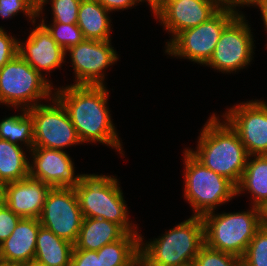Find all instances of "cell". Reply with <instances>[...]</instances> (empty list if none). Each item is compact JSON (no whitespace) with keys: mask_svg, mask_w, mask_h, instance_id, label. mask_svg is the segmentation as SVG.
Returning <instances> with one entry per match:
<instances>
[{"mask_svg":"<svg viewBox=\"0 0 267 266\" xmlns=\"http://www.w3.org/2000/svg\"><path fill=\"white\" fill-rule=\"evenodd\" d=\"M21 115H12L0 122V139L19 145L23 142L27 149L33 148L34 131L33 118L27 111L23 109ZM29 147V148H28Z\"/></svg>","mask_w":267,"mask_h":266,"instance_id":"d4e9b609","label":"cell"},{"mask_svg":"<svg viewBox=\"0 0 267 266\" xmlns=\"http://www.w3.org/2000/svg\"><path fill=\"white\" fill-rule=\"evenodd\" d=\"M36 26L26 42L18 41V54L38 73L44 75V70L48 73L62 67L66 51L57 44L41 22Z\"/></svg>","mask_w":267,"mask_h":266,"instance_id":"2e32d148","label":"cell"},{"mask_svg":"<svg viewBox=\"0 0 267 266\" xmlns=\"http://www.w3.org/2000/svg\"><path fill=\"white\" fill-rule=\"evenodd\" d=\"M84 218H101L119 225L126 233H138L128 220V208L117 178L81 174L74 188Z\"/></svg>","mask_w":267,"mask_h":266,"instance_id":"277c9868","label":"cell"},{"mask_svg":"<svg viewBox=\"0 0 267 266\" xmlns=\"http://www.w3.org/2000/svg\"><path fill=\"white\" fill-rule=\"evenodd\" d=\"M110 12L96 0H81L77 25L85 39L108 41L110 39Z\"/></svg>","mask_w":267,"mask_h":266,"instance_id":"7402d4cb","label":"cell"},{"mask_svg":"<svg viewBox=\"0 0 267 266\" xmlns=\"http://www.w3.org/2000/svg\"><path fill=\"white\" fill-rule=\"evenodd\" d=\"M51 85L17 54L0 68V104L29 109L41 104L40 99L51 101L55 95Z\"/></svg>","mask_w":267,"mask_h":266,"instance_id":"52a82bcc","label":"cell"},{"mask_svg":"<svg viewBox=\"0 0 267 266\" xmlns=\"http://www.w3.org/2000/svg\"><path fill=\"white\" fill-rule=\"evenodd\" d=\"M241 266H267V226L263 224L241 258Z\"/></svg>","mask_w":267,"mask_h":266,"instance_id":"484cf974","label":"cell"},{"mask_svg":"<svg viewBox=\"0 0 267 266\" xmlns=\"http://www.w3.org/2000/svg\"><path fill=\"white\" fill-rule=\"evenodd\" d=\"M140 234L126 233L116 242L97 251L102 266H140Z\"/></svg>","mask_w":267,"mask_h":266,"instance_id":"603a6c76","label":"cell"},{"mask_svg":"<svg viewBox=\"0 0 267 266\" xmlns=\"http://www.w3.org/2000/svg\"><path fill=\"white\" fill-rule=\"evenodd\" d=\"M44 21L45 19H42L41 23L47 28L57 44L65 51L85 40L83 32L77 24L53 22L47 25Z\"/></svg>","mask_w":267,"mask_h":266,"instance_id":"4316f807","label":"cell"},{"mask_svg":"<svg viewBox=\"0 0 267 266\" xmlns=\"http://www.w3.org/2000/svg\"><path fill=\"white\" fill-rule=\"evenodd\" d=\"M6 185L7 183L0 180V207L6 205Z\"/></svg>","mask_w":267,"mask_h":266,"instance_id":"8d00e7d4","label":"cell"},{"mask_svg":"<svg viewBox=\"0 0 267 266\" xmlns=\"http://www.w3.org/2000/svg\"><path fill=\"white\" fill-rule=\"evenodd\" d=\"M52 105L39 104L27 109L33 118V147L61 150L82 144L67 110L54 96Z\"/></svg>","mask_w":267,"mask_h":266,"instance_id":"9c48e42d","label":"cell"},{"mask_svg":"<svg viewBox=\"0 0 267 266\" xmlns=\"http://www.w3.org/2000/svg\"><path fill=\"white\" fill-rule=\"evenodd\" d=\"M126 232L116 223L101 218H83L74 249L98 251L121 239Z\"/></svg>","mask_w":267,"mask_h":266,"instance_id":"ffe728a7","label":"cell"},{"mask_svg":"<svg viewBox=\"0 0 267 266\" xmlns=\"http://www.w3.org/2000/svg\"><path fill=\"white\" fill-rule=\"evenodd\" d=\"M142 237L140 266H181L194 262L204 245V223L202 217L191 216L146 245Z\"/></svg>","mask_w":267,"mask_h":266,"instance_id":"3957f363","label":"cell"},{"mask_svg":"<svg viewBox=\"0 0 267 266\" xmlns=\"http://www.w3.org/2000/svg\"><path fill=\"white\" fill-rule=\"evenodd\" d=\"M51 188L30 176L9 182L6 185V206L21 218L39 219Z\"/></svg>","mask_w":267,"mask_h":266,"instance_id":"e0dca14e","label":"cell"},{"mask_svg":"<svg viewBox=\"0 0 267 266\" xmlns=\"http://www.w3.org/2000/svg\"><path fill=\"white\" fill-rule=\"evenodd\" d=\"M20 145L0 139V180L5 183L29 176V159ZM26 155V156H25Z\"/></svg>","mask_w":267,"mask_h":266,"instance_id":"cb8c5ba5","label":"cell"},{"mask_svg":"<svg viewBox=\"0 0 267 266\" xmlns=\"http://www.w3.org/2000/svg\"><path fill=\"white\" fill-rule=\"evenodd\" d=\"M264 224L267 226V207L263 210Z\"/></svg>","mask_w":267,"mask_h":266,"instance_id":"f35d334b","label":"cell"},{"mask_svg":"<svg viewBox=\"0 0 267 266\" xmlns=\"http://www.w3.org/2000/svg\"><path fill=\"white\" fill-rule=\"evenodd\" d=\"M238 10L222 7L208 21L185 29L166 42L165 52L198 64L211 58L224 28L239 14Z\"/></svg>","mask_w":267,"mask_h":266,"instance_id":"ba28073f","label":"cell"},{"mask_svg":"<svg viewBox=\"0 0 267 266\" xmlns=\"http://www.w3.org/2000/svg\"><path fill=\"white\" fill-rule=\"evenodd\" d=\"M29 152L33 157L29 164L30 177L52 188H76L79 185L81 174L75 175L74 163L66 152L44 147H33Z\"/></svg>","mask_w":267,"mask_h":266,"instance_id":"9a60e30c","label":"cell"},{"mask_svg":"<svg viewBox=\"0 0 267 266\" xmlns=\"http://www.w3.org/2000/svg\"><path fill=\"white\" fill-rule=\"evenodd\" d=\"M71 266H102L101 255L93 250L73 249Z\"/></svg>","mask_w":267,"mask_h":266,"instance_id":"d6a6232c","label":"cell"},{"mask_svg":"<svg viewBox=\"0 0 267 266\" xmlns=\"http://www.w3.org/2000/svg\"><path fill=\"white\" fill-rule=\"evenodd\" d=\"M195 266H241V259L233 254L209 248H200L194 260Z\"/></svg>","mask_w":267,"mask_h":266,"instance_id":"f1b7e54d","label":"cell"},{"mask_svg":"<svg viewBox=\"0 0 267 266\" xmlns=\"http://www.w3.org/2000/svg\"><path fill=\"white\" fill-rule=\"evenodd\" d=\"M20 11L35 24L38 7L31 0H0V17L2 19L12 18Z\"/></svg>","mask_w":267,"mask_h":266,"instance_id":"f546056e","label":"cell"},{"mask_svg":"<svg viewBox=\"0 0 267 266\" xmlns=\"http://www.w3.org/2000/svg\"><path fill=\"white\" fill-rule=\"evenodd\" d=\"M99 4H101L104 8H106L109 12L124 10L130 7H133L136 3L139 2H148V5L151 3L148 0H96Z\"/></svg>","mask_w":267,"mask_h":266,"instance_id":"836d02e7","label":"cell"},{"mask_svg":"<svg viewBox=\"0 0 267 266\" xmlns=\"http://www.w3.org/2000/svg\"><path fill=\"white\" fill-rule=\"evenodd\" d=\"M150 8L172 33L171 41L181 31L208 21L222 7L218 0H154Z\"/></svg>","mask_w":267,"mask_h":266,"instance_id":"7c38bea8","label":"cell"},{"mask_svg":"<svg viewBox=\"0 0 267 266\" xmlns=\"http://www.w3.org/2000/svg\"><path fill=\"white\" fill-rule=\"evenodd\" d=\"M221 7L236 9L237 6L252 5V0H218Z\"/></svg>","mask_w":267,"mask_h":266,"instance_id":"e575fe53","label":"cell"},{"mask_svg":"<svg viewBox=\"0 0 267 266\" xmlns=\"http://www.w3.org/2000/svg\"><path fill=\"white\" fill-rule=\"evenodd\" d=\"M18 54V40L0 28V68Z\"/></svg>","mask_w":267,"mask_h":266,"instance_id":"4dcf8cb0","label":"cell"},{"mask_svg":"<svg viewBox=\"0 0 267 266\" xmlns=\"http://www.w3.org/2000/svg\"><path fill=\"white\" fill-rule=\"evenodd\" d=\"M259 0H252V6H255V4L258 2Z\"/></svg>","mask_w":267,"mask_h":266,"instance_id":"b9f144b4","label":"cell"},{"mask_svg":"<svg viewBox=\"0 0 267 266\" xmlns=\"http://www.w3.org/2000/svg\"><path fill=\"white\" fill-rule=\"evenodd\" d=\"M54 96L68 112L82 143L99 142L122 152L121 141L111 121L105 85H68L56 88Z\"/></svg>","mask_w":267,"mask_h":266,"instance_id":"6da1fadb","label":"cell"},{"mask_svg":"<svg viewBox=\"0 0 267 266\" xmlns=\"http://www.w3.org/2000/svg\"><path fill=\"white\" fill-rule=\"evenodd\" d=\"M223 117L237 132L249 156L267 155L266 102H242L226 111Z\"/></svg>","mask_w":267,"mask_h":266,"instance_id":"4fadbf2b","label":"cell"},{"mask_svg":"<svg viewBox=\"0 0 267 266\" xmlns=\"http://www.w3.org/2000/svg\"><path fill=\"white\" fill-rule=\"evenodd\" d=\"M258 6L259 9L261 10V15H262V19L264 21V26L266 28L267 31V0H259L255 6Z\"/></svg>","mask_w":267,"mask_h":266,"instance_id":"d590c367","label":"cell"},{"mask_svg":"<svg viewBox=\"0 0 267 266\" xmlns=\"http://www.w3.org/2000/svg\"><path fill=\"white\" fill-rule=\"evenodd\" d=\"M201 129L197 149L189 152L205 167L226 177L235 186L241 180L249 157L237 132L213 114Z\"/></svg>","mask_w":267,"mask_h":266,"instance_id":"7a4b0ae2","label":"cell"},{"mask_svg":"<svg viewBox=\"0 0 267 266\" xmlns=\"http://www.w3.org/2000/svg\"><path fill=\"white\" fill-rule=\"evenodd\" d=\"M250 158L236 186V195L247 190L253 196V206L264 210L267 207V155H254L253 160Z\"/></svg>","mask_w":267,"mask_h":266,"instance_id":"44dd1931","label":"cell"},{"mask_svg":"<svg viewBox=\"0 0 267 266\" xmlns=\"http://www.w3.org/2000/svg\"><path fill=\"white\" fill-rule=\"evenodd\" d=\"M21 217L6 205L0 207V244L14 231Z\"/></svg>","mask_w":267,"mask_h":266,"instance_id":"1f68e13d","label":"cell"},{"mask_svg":"<svg viewBox=\"0 0 267 266\" xmlns=\"http://www.w3.org/2000/svg\"><path fill=\"white\" fill-rule=\"evenodd\" d=\"M40 226L37 218H21L11 235L0 244V259L33 264Z\"/></svg>","mask_w":267,"mask_h":266,"instance_id":"ac0fdd59","label":"cell"},{"mask_svg":"<svg viewBox=\"0 0 267 266\" xmlns=\"http://www.w3.org/2000/svg\"><path fill=\"white\" fill-rule=\"evenodd\" d=\"M243 14H238L223 30L215 50L205 64L218 71L233 73L250 64L254 41L251 27Z\"/></svg>","mask_w":267,"mask_h":266,"instance_id":"30bf717a","label":"cell"},{"mask_svg":"<svg viewBox=\"0 0 267 266\" xmlns=\"http://www.w3.org/2000/svg\"><path fill=\"white\" fill-rule=\"evenodd\" d=\"M248 211L202 216L204 244L211 249L238 256L246 252L257 230L264 224L263 209L253 206Z\"/></svg>","mask_w":267,"mask_h":266,"instance_id":"5b68a950","label":"cell"},{"mask_svg":"<svg viewBox=\"0 0 267 266\" xmlns=\"http://www.w3.org/2000/svg\"><path fill=\"white\" fill-rule=\"evenodd\" d=\"M67 52L70 54L76 77L75 85H105L103 70L119 59L116 50L111 45V40L85 39L70 47L66 54Z\"/></svg>","mask_w":267,"mask_h":266,"instance_id":"5bb4252c","label":"cell"},{"mask_svg":"<svg viewBox=\"0 0 267 266\" xmlns=\"http://www.w3.org/2000/svg\"><path fill=\"white\" fill-rule=\"evenodd\" d=\"M184 151V197L194 209L193 216L202 217L237 196L231 181L205 167L188 148Z\"/></svg>","mask_w":267,"mask_h":266,"instance_id":"8992f818","label":"cell"},{"mask_svg":"<svg viewBox=\"0 0 267 266\" xmlns=\"http://www.w3.org/2000/svg\"><path fill=\"white\" fill-rule=\"evenodd\" d=\"M83 218L74 188H51L39 221L41 226L74 244Z\"/></svg>","mask_w":267,"mask_h":266,"instance_id":"8fae6325","label":"cell"},{"mask_svg":"<svg viewBox=\"0 0 267 266\" xmlns=\"http://www.w3.org/2000/svg\"><path fill=\"white\" fill-rule=\"evenodd\" d=\"M33 264L0 259V266H32Z\"/></svg>","mask_w":267,"mask_h":266,"instance_id":"74e56055","label":"cell"},{"mask_svg":"<svg viewBox=\"0 0 267 266\" xmlns=\"http://www.w3.org/2000/svg\"><path fill=\"white\" fill-rule=\"evenodd\" d=\"M74 244L58 237L51 230L40 226L36 239V266H71Z\"/></svg>","mask_w":267,"mask_h":266,"instance_id":"d6986e66","label":"cell"},{"mask_svg":"<svg viewBox=\"0 0 267 266\" xmlns=\"http://www.w3.org/2000/svg\"><path fill=\"white\" fill-rule=\"evenodd\" d=\"M181 266H195V265H194V262H191V263H188V264H185V265H181Z\"/></svg>","mask_w":267,"mask_h":266,"instance_id":"60d3db41","label":"cell"},{"mask_svg":"<svg viewBox=\"0 0 267 266\" xmlns=\"http://www.w3.org/2000/svg\"><path fill=\"white\" fill-rule=\"evenodd\" d=\"M37 7L44 1V0H31Z\"/></svg>","mask_w":267,"mask_h":266,"instance_id":"ab89813d","label":"cell"},{"mask_svg":"<svg viewBox=\"0 0 267 266\" xmlns=\"http://www.w3.org/2000/svg\"><path fill=\"white\" fill-rule=\"evenodd\" d=\"M48 2L49 0H44L38 6L37 18L40 16V13H42L43 6ZM50 3H52L51 9L54 16L52 22L77 24L78 10L81 0H51Z\"/></svg>","mask_w":267,"mask_h":266,"instance_id":"83f0119b","label":"cell"}]
</instances>
